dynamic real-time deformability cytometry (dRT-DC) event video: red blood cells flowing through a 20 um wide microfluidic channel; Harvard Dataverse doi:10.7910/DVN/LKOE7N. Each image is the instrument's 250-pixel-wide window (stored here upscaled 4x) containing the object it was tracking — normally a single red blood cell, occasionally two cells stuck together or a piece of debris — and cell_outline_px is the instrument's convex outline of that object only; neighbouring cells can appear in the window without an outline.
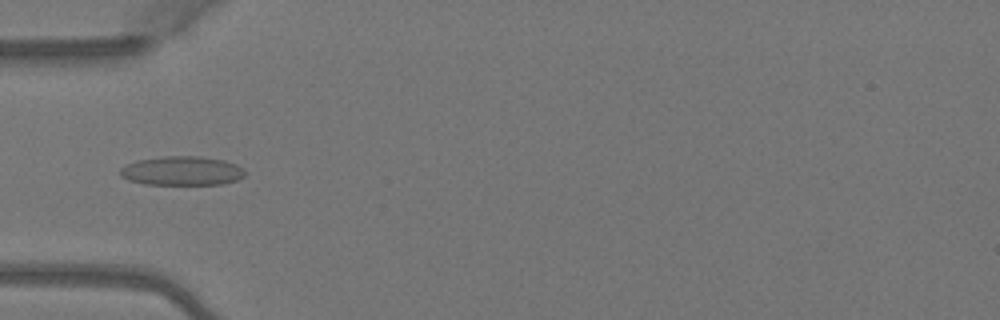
{"species": "Egyptian fruit bat (a non-hibernating species)", "species_latin": "Rousettus aegyptiacus", "temperature_condition": "warm", "stored_images_in_passage": 2, "camera_frame_rate_fps": 3000, "um_per_image_px": 0.085, "animal": {"sex": "female"}, "frame": {"image": 1, "passage_image": 1, "time_ms": 0.0, "image_size_px": [1000, 320], "cell_outline_px": [[244, 176], [236, 180], [220, 184], [144, 184], [128, 180], [120, 176], [120, 168], [136, 160], [164, 156], [196, 156], [224, 160], [236, 164], [244, 168]], "centroid_in_image_um": [15.45, 14.52], "position_along_channel_um": 69.6, "area_um2": 21.1}}
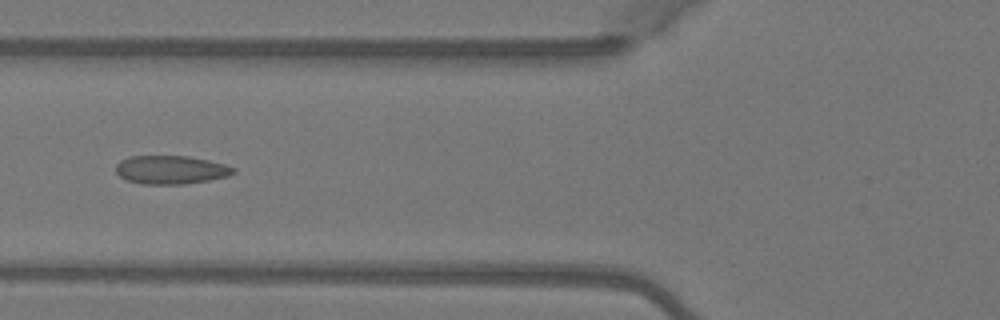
{"frame": {"image": 2, "passage_image": 2, "time_ms": 0.333, "image_size_px": [1000, 320], "cell_outline_px": [[236, 172], [228, 176], [208, 180], [184, 184], [140, 184], [124, 180], [116, 172], [116, 164], [120, 160], [128, 156], [188, 156], [208, 160], [224, 164], [236, 168]], "centroid_in_image_um": [14.49, 14.43], "position_along_channel_um": 111.3, "area_um2": 19.65}}